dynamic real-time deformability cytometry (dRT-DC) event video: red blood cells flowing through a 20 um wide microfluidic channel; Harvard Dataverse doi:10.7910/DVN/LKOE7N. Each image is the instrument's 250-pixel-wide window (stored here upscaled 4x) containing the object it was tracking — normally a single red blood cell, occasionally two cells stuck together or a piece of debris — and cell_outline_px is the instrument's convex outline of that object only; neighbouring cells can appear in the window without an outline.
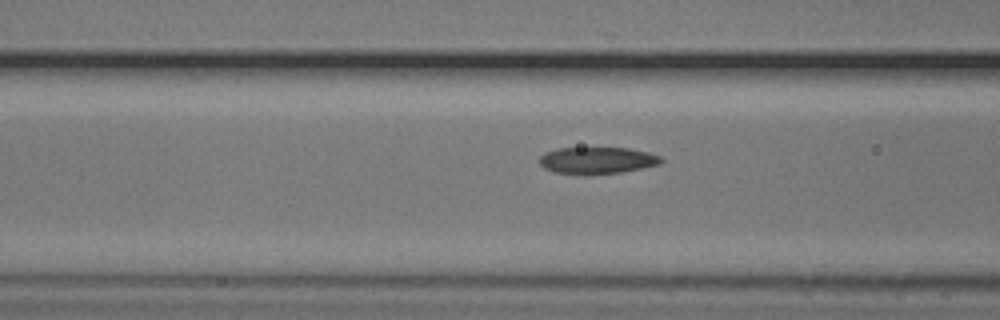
{"species": "common noctule bat (a hibernating species)", "species_latin": "Nyctalus noctula", "temperature_condition": "cold", "stored_images_in_passage": 6, "camera_frame_rate_fps": 3000, "um_per_image_px": 0.085, "animal": {"sex": "male", "body_mass_g": 20.5, "forearm_length_mm": 52.5}, "frame": {"image": 1, "passage_image": 4, "time_ms": 1.0, "image_size_px": [1000, 320], "cell_outline_px": [[664, 160], [660, 164], [620, 172], [584, 176], [552, 172], [544, 168], [540, 164], [540, 156], [544, 152], [556, 148], [628, 148], [648, 152], [660, 156]], "centroid_in_image_um": [50.71, 13.65], "position_along_channel_um": 115.9, "area_um2": 19.31}}